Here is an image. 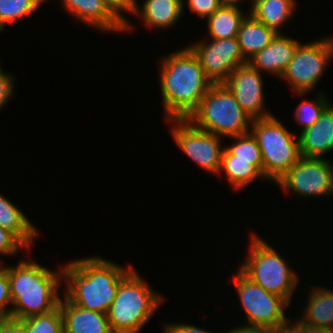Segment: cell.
Returning a JSON list of instances; mask_svg holds the SVG:
<instances>
[{
  "label": "cell",
  "instance_id": "obj_32",
  "mask_svg": "<svg viewBox=\"0 0 333 333\" xmlns=\"http://www.w3.org/2000/svg\"><path fill=\"white\" fill-rule=\"evenodd\" d=\"M22 248L26 247L9 231L0 227V255H15ZM0 259V264H2Z\"/></svg>",
  "mask_w": 333,
  "mask_h": 333
},
{
  "label": "cell",
  "instance_id": "obj_13",
  "mask_svg": "<svg viewBox=\"0 0 333 333\" xmlns=\"http://www.w3.org/2000/svg\"><path fill=\"white\" fill-rule=\"evenodd\" d=\"M261 74L247 63L236 67L224 82L252 120L272 116V113L264 109L265 91Z\"/></svg>",
  "mask_w": 333,
  "mask_h": 333
},
{
  "label": "cell",
  "instance_id": "obj_26",
  "mask_svg": "<svg viewBox=\"0 0 333 333\" xmlns=\"http://www.w3.org/2000/svg\"><path fill=\"white\" fill-rule=\"evenodd\" d=\"M316 99L308 100L300 102L297 109L294 112L295 119L298 124H301L302 130L311 127L321 116L323 111L331 104L326 98L325 94L322 92H318L315 94Z\"/></svg>",
  "mask_w": 333,
  "mask_h": 333
},
{
  "label": "cell",
  "instance_id": "obj_24",
  "mask_svg": "<svg viewBox=\"0 0 333 333\" xmlns=\"http://www.w3.org/2000/svg\"><path fill=\"white\" fill-rule=\"evenodd\" d=\"M245 17L240 8L220 6L206 19L208 37L211 39L237 37L240 24Z\"/></svg>",
  "mask_w": 333,
  "mask_h": 333
},
{
  "label": "cell",
  "instance_id": "obj_12",
  "mask_svg": "<svg viewBox=\"0 0 333 333\" xmlns=\"http://www.w3.org/2000/svg\"><path fill=\"white\" fill-rule=\"evenodd\" d=\"M199 40L188 47L197 56L207 78L213 84L224 83L238 66L247 64L236 37Z\"/></svg>",
  "mask_w": 333,
  "mask_h": 333
},
{
  "label": "cell",
  "instance_id": "obj_6",
  "mask_svg": "<svg viewBox=\"0 0 333 333\" xmlns=\"http://www.w3.org/2000/svg\"><path fill=\"white\" fill-rule=\"evenodd\" d=\"M239 270L266 291L285 298L289 303L298 286V275L289 263L256 234L250 236V250ZM296 273V274H295Z\"/></svg>",
  "mask_w": 333,
  "mask_h": 333
},
{
  "label": "cell",
  "instance_id": "obj_1",
  "mask_svg": "<svg viewBox=\"0 0 333 333\" xmlns=\"http://www.w3.org/2000/svg\"><path fill=\"white\" fill-rule=\"evenodd\" d=\"M62 268L66 280L64 296L83 309L104 314L108 313L120 282L134 269L96 256L71 260Z\"/></svg>",
  "mask_w": 333,
  "mask_h": 333
},
{
  "label": "cell",
  "instance_id": "obj_21",
  "mask_svg": "<svg viewBox=\"0 0 333 333\" xmlns=\"http://www.w3.org/2000/svg\"><path fill=\"white\" fill-rule=\"evenodd\" d=\"M276 32L256 20L250 13L242 20L237 40L240 51L246 60L267 47L276 36Z\"/></svg>",
  "mask_w": 333,
  "mask_h": 333
},
{
  "label": "cell",
  "instance_id": "obj_29",
  "mask_svg": "<svg viewBox=\"0 0 333 333\" xmlns=\"http://www.w3.org/2000/svg\"><path fill=\"white\" fill-rule=\"evenodd\" d=\"M9 305L10 307H8ZM11 306L8 272L0 264V318L11 317Z\"/></svg>",
  "mask_w": 333,
  "mask_h": 333
},
{
  "label": "cell",
  "instance_id": "obj_35",
  "mask_svg": "<svg viewBox=\"0 0 333 333\" xmlns=\"http://www.w3.org/2000/svg\"><path fill=\"white\" fill-rule=\"evenodd\" d=\"M0 333H27L26 324L13 317L0 318Z\"/></svg>",
  "mask_w": 333,
  "mask_h": 333
},
{
  "label": "cell",
  "instance_id": "obj_3",
  "mask_svg": "<svg viewBox=\"0 0 333 333\" xmlns=\"http://www.w3.org/2000/svg\"><path fill=\"white\" fill-rule=\"evenodd\" d=\"M1 265L8 272L11 317L22 320L49 313L59 306L58 290L64 281L62 267L52 271L30 259L19 260L15 267Z\"/></svg>",
  "mask_w": 333,
  "mask_h": 333
},
{
  "label": "cell",
  "instance_id": "obj_10",
  "mask_svg": "<svg viewBox=\"0 0 333 333\" xmlns=\"http://www.w3.org/2000/svg\"><path fill=\"white\" fill-rule=\"evenodd\" d=\"M169 121L173 125L172 137L180 150L206 172L218 175L225 147L220 136L196 128L188 119Z\"/></svg>",
  "mask_w": 333,
  "mask_h": 333
},
{
  "label": "cell",
  "instance_id": "obj_18",
  "mask_svg": "<svg viewBox=\"0 0 333 333\" xmlns=\"http://www.w3.org/2000/svg\"><path fill=\"white\" fill-rule=\"evenodd\" d=\"M184 0H144L142 6L138 2L133 13L139 16L148 28L169 29L184 13Z\"/></svg>",
  "mask_w": 333,
  "mask_h": 333
},
{
  "label": "cell",
  "instance_id": "obj_9",
  "mask_svg": "<svg viewBox=\"0 0 333 333\" xmlns=\"http://www.w3.org/2000/svg\"><path fill=\"white\" fill-rule=\"evenodd\" d=\"M331 57L333 37L301 43L281 78L291 85L295 93L305 96L318 84Z\"/></svg>",
  "mask_w": 333,
  "mask_h": 333
},
{
  "label": "cell",
  "instance_id": "obj_20",
  "mask_svg": "<svg viewBox=\"0 0 333 333\" xmlns=\"http://www.w3.org/2000/svg\"><path fill=\"white\" fill-rule=\"evenodd\" d=\"M0 227L11 232L27 251L39 234L36 226H33L20 208L2 194H0Z\"/></svg>",
  "mask_w": 333,
  "mask_h": 333
},
{
  "label": "cell",
  "instance_id": "obj_16",
  "mask_svg": "<svg viewBox=\"0 0 333 333\" xmlns=\"http://www.w3.org/2000/svg\"><path fill=\"white\" fill-rule=\"evenodd\" d=\"M301 157L321 158L333 149V104L320 118L298 135Z\"/></svg>",
  "mask_w": 333,
  "mask_h": 333
},
{
  "label": "cell",
  "instance_id": "obj_31",
  "mask_svg": "<svg viewBox=\"0 0 333 333\" xmlns=\"http://www.w3.org/2000/svg\"><path fill=\"white\" fill-rule=\"evenodd\" d=\"M186 2H183V6L187 4L190 12L195 13L202 19H207L221 6L219 0H187Z\"/></svg>",
  "mask_w": 333,
  "mask_h": 333
},
{
  "label": "cell",
  "instance_id": "obj_30",
  "mask_svg": "<svg viewBox=\"0 0 333 333\" xmlns=\"http://www.w3.org/2000/svg\"><path fill=\"white\" fill-rule=\"evenodd\" d=\"M106 5L110 8V10L125 23V32L130 31L132 27V23L122 14V13H130L133 15L137 0H103Z\"/></svg>",
  "mask_w": 333,
  "mask_h": 333
},
{
  "label": "cell",
  "instance_id": "obj_34",
  "mask_svg": "<svg viewBox=\"0 0 333 333\" xmlns=\"http://www.w3.org/2000/svg\"><path fill=\"white\" fill-rule=\"evenodd\" d=\"M287 322L278 333H332V331L303 322L302 320Z\"/></svg>",
  "mask_w": 333,
  "mask_h": 333
},
{
  "label": "cell",
  "instance_id": "obj_2",
  "mask_svg": "<svg viewBox=\"0 0 333 333\" xmlns=\"http://www.w3.org/2000/svg\"><path fill=\"white\" fill-rule=\"evenodd\" d=\"M159 64L164 115L167 120L188 119L213 83L188 46L165 56Z\"/></svg>",
  "mask_w": 333,
  "mask_h": 333
},
{
  "label": "cell",
  "instance_id": "obj_27",
  "mask_svg": "<svg viewBox=\"0 0 333 333\" xmlns=\"http://www.w3.org/2000/svg\"><path fill=\"white\" fill-rule=\"evenodd\" d=\"M22 321L26 324L27 333H64L60 306L49 313L33 315Z\"/></svg>",
  "mask_w": 333,
  "mask_h": 333
},
{
  "label": "cell",
  "instance_id": "obj_8",
  "mask_svg": "<svg viewBox=\"0 0 333 333\" xmlns=\"http://www.w3.org/2000/svg\"><path fill=\"white\" fill-rule=\"evenodd\" d=\"M233 283L246 314L248 324L245 326L264 327L279 332L288 320L285 310L290 303L285 298L269 293L239 269Z\"/></svg>",
  "mask_w": 333,
  "mask_h": 333
},
{
  "label": "cell",
  "instance_id": "obj_25",
  "mask_svg": "<svg viewBox=\"0 0 333 333\" xmlns=\"http://www.w3.org/2000/svg\"><path fill=\"white\" fill-rule=\"evenodd\" d=\"M43 2L45 0H0V31L9 23L36 12Z\"/></svg>",
  "mask_w": 333,
  "mask_h": 333
},
{
  "label": "cell",
  "instance_id": "obj_22",
  "mask_svg": "<svg viewBox=\"0 0 333 333\" xmlns=\"http://www.w3.org/2000/svg\"><path fill=\"white\" fill-rule=\"evenodd\" d=\"M248 11L259 22H262L276 33L286 25L296 11V0H258L251 1Z\"/></svg>",
  "mask_w": 333,
  "mask_h": 333
},
{
  "label": "cell",
  "instance_id": "obj_28",
  "mask_svg": "<svg viewBox=\"0 0 333 333\" xmlns=\"http://www.w3.org/2000/svg\"><path fill=\"white\" fill-rule=\"evenodd\" d=\"M229 138L234 139V143L225 145V148L234 155V159L262 160L259 144L251 132Z\"/></svg>",
  "mask_w": 333,
  "mask_h": 333
},
{
  "label": "cell",
  "instance_id": "obj_33",
  "mask_svg": "<svg viewBox=\"0 0 333 333\" xmlns=\"http://www.w3.org/2000/svg\"><path fill=\"white\" fill-rule=\"evenodd\" d=\"M14 79V76L8 72H4L0 65V111L4 106H6L9 99H12L15 95Z\"/></svg>",
  "mask_w": 333,
  "mask_h": 333
},
{
  "label": "cell",
  "instance_id": "obj_19",
  "mask_svg": "<svg viewBox=\"0 0 333 333\" xmlns=\"http://www.w3.org/2000/svg\"><path fill=\"white\" fill-rule=\"evenodd\" d=\"M223 172L235 190H242L258 178L266 180L263 175V160L234 159V155L225 147L218 175Z\"/></svg>",
  "mask_w": 333,
  "mask_h": 333
},
{
  "label": "cell",
  "instance_id": "obj_5",
  "mask_svg": "<svg viewBox=\"0 0 333 333\" xmlns=\"http://www.w3.org/2000/svg\"><path fill=\"white\" fill-rule=\"evenodd\" d=\"M188 120L196 128L223 138L250 132L253 121L224 83L210 86Z\"/></svg>",
  "mask_w": 333,
  "mask_h": 333
},
{
  "label": "cell",
  "instance_id": "obj_4",
  "mask_svg": "<svg viewBox=\"0 0 333 333\" xmlns=\"http://www.w3.org/2000/svg\"><path fill=\"white\" fill-rule=\"evenodd\" d=\"M164 301V297L133 269L120 282L107 313L111 331L139 333Z\"/></svg>",
  "mask_w": 333,
  "mask_h": 333
},
{
  "label": "cell",
  "instance_id": "obj_17",
  "mask_svg": "<svg viewBox=\"0 0 333 333\" xmlns=\"http://www.w3.org/2000/svg\"><path fill=\"white\" fill-rule=\"evenodd\" d=\"M59 306L64 333H113L107 314L83 309L65 296L60 298Z\"/></svg>",
  "mask_w": 333,
  "mask_h": 333
},
{
  "label": "cell",
  "instance_id": "obj_23",
  "mask_svg": "<svg viewBox=\"0 0 333 333\" xmlns=\"http://www.w3.org/2000/svg\"><path fill=\"white\" fill-rule=\"evenodd\" d=\"M306 304L307 306L303 308L304 314L300 317V320L332 331L333 291L323 286H316L311 290Z\"/></svg>",
  "mask_w": 333,
  "mask_h": 333
},
{
  "label": "cell",
  "instance_id": "obj_11",
  "mask_svg": "<svg viewBox=\"0 0 333 333\" xmlns=\"http://www.w3.org/2000/svg\"><path fill=\"white\" fill-rule=\"evenodd\" d=\"M275 185L298 197L333 196V165L323 157H301Z\"/></svg>",
  "mask_w": 333,
  "mask_h": 333
},
{
  "label": "cell",
  "instance_id": "obj_36",
  "mask_svg": "<svg viewBox=\"0 0 333 333\" xmlns=\"http://www.w3.org/2000/svg\"><path fill=\"white\" fill-rule=\"evenodd\" d=\"M163 329L165 333H216L215 331H208L195 325L183 323H168L164 324Z\"/></svg>",
  "mask_w": 333,
  "mask_h": 333
},
{
  "label": "cell",
  "instance_id": "obj_7",
  "mask_svg": "<svg viewBox=\"0 0 333 333\" xmlns=\"http://www.w3.org/2000/svg\"><path fill=\"white\" fill-rule=\"evenodd\" d=\"M250 132L261 150L263 175L276 184L301 159L299 138L274 115L254 119Z\"/></svg>",
  "mask_w": 333,
  "mask_h": 333
},
{
  "label": "cell",
  "instance_id": "obj_37",
  "mask_svg": "<svg viewBox=\"0 0 333 333\" xmlns=\"http://www.w3.org/2000/svg\"><path fill=\"white\" fill-rule=\"evenodd\" d=\"M225 333H278L274 330L264 327H254V326H235L229 329Z\"/></svg>",
  "mask_w": 333,
  "mask_h": 333
},
{
  "label": "cell",
  "instance_id": "obj_38",
  "mask_svg": "<svg viewBox=\"0 0 333 333\" xmlns=\"http://www.w3.org/2000/svg\"><path fill=\"white\" fill-rule=\"evenodd\" d=\"M244 0H219V3L221 6H228V7H240V3H242Z\"/></svg>",
  "mask_w": 333,
  "mask_h": 333
},
{
  "label": "cell",
  "instance_id": "obj_14",
  "mask_svg": "<svg viewBox=\"0 0 333 333\" xmlns=\"http://www.w3.org/2000/svg\"><path fill=\"white\" fill-rule=\"evenodd\" d=\"M62 7L77 21L93 26L100 31L124 32L121 21L103 0H60Z\"/></svg>",
  "mask_w": 333,
  "mask_h": 333
},
{
  "label": "cell",
  "instance_id": "obj_15",
  "mask_svg": "<svg viewBox=\"0 0 333 333\" xmlns=\"http://www.w3.org/2000/svg\"><path fill=\"white\" fill-rule=\"evenodd\" d=\"M301 43L292 39L290 36H284V33H277L270 44L263 50L254 54L247 63L254 69L261 72H268L274 76L282 77L289 62L294 56L296 48Z\"/></svg>",
  "mask_w": 333,
  "mask_h": 333
}]
</instances>
